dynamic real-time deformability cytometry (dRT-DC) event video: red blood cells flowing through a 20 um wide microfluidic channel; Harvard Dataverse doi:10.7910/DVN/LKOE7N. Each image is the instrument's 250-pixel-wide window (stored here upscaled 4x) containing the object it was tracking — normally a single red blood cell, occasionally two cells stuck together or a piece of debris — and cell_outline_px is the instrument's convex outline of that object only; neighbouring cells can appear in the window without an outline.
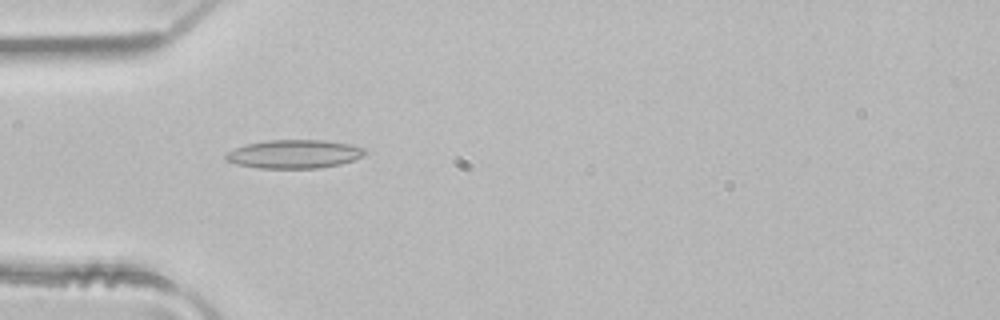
{"species": "common noctule bat (a hibernating species)", "species_latin": "Nyctalus noctula", "temperature_condition": "room temperature", "stored_images_in_passage": 2, "camera_frame_rate_fps": 3000, "um_per_image_px": 0.085, "animal": {"sex": "male", "body_mass_g": 21.5, "forearm_length_mm": 52.0}, "frame": {"image": 1, "passage_image": 1, "time_ms": 0.0, "image_size_px": [1000, 320], "cell_outline_px": [[368, 152], [364, 156], [340, 164], [320, 168], [260, 168], [236, 164], [224, 160], [224, 156], [228, 152], [236, 148], [248, 144], [268, 140], [324, 140], [348, 144], [364, 148]], "centroid_in_image_um": [25.02, 13.1], "position_along_channel_um": 60.0, "area_um2": 23.06}}
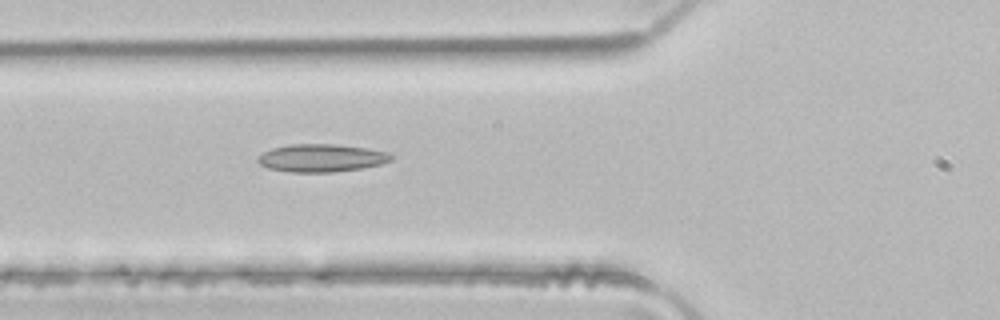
{"frame": {"image": 2, "passage_image": 2, "time_ms": 0.333, "image_size_px": [1000, 320], "cell_outline_px": [[392, 160], [380, 164], [360, 168], [332, 172], [288, 172], [268, 168], [260, 164], [256, 160], [264, 152], [272, 148], [292, 144], [332, 144], [368, 148], [388, 152], [392, 156]], "centroid_in_image_um": [27.31, 13.43], "position_along_channel_um": 98.5, "area_um2": 21.44}}